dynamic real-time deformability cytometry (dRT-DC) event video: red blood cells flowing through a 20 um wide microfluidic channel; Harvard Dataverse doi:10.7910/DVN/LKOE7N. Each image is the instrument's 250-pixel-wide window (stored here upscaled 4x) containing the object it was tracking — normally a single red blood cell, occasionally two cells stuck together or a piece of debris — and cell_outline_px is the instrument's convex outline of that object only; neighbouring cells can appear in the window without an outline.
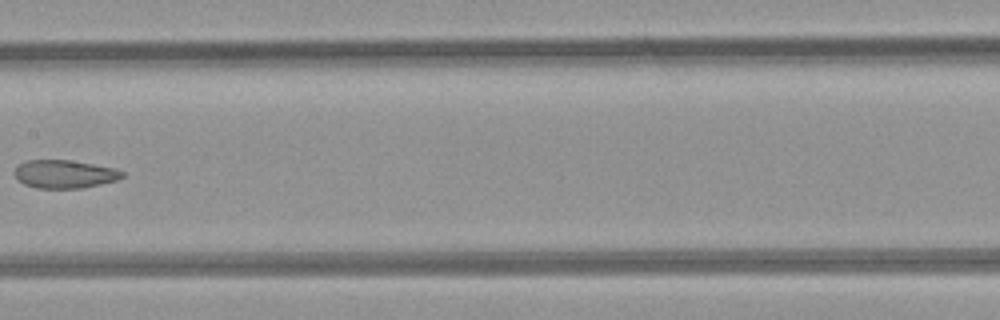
{"species": "common noctule bat (a hibernating species)", "species_latin": "Nyctalus noctula", "temperature_condition": "room temperature", "stored_images_in_passage": 6, "camera_frame_rate_fps": 3000, "um_per_image_px": 0.085, "animal": {"sex": "female", "body_mass_g": 21.9}, "frame": {"image": 1, "passage_image": 6, "time_ms": 5.667, "image_size_px": [1000, 320], "cell_outline_px": [[124, 176], [116, 180], [100, 184], [80, 188], [36, 188], [24, 184], [12, 172], [16, 164], [28, 160], [68, 160], [116, 168], [124, 172]], "centroid_in_image_um": [5.45, 14.79], "position_along_channel_um": 201.9, "area_um2": 17.69}}